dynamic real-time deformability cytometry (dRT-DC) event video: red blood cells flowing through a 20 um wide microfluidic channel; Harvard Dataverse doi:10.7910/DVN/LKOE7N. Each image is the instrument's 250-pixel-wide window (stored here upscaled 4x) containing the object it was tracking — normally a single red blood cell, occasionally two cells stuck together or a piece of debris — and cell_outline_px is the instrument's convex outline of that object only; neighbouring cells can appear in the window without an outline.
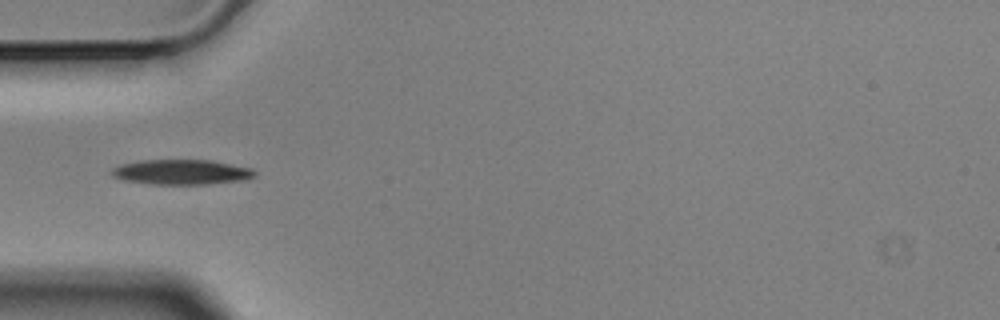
{"species": "Egyptian fruit bat (a non-hibernating species)", "species_latin": "Rousettus aegyptiacus", "temperature_condition": "cold", "stored_images_in_passage": 4, "camera_frame_rate_fps": 3000, "um_per_image_px": 0.085, "animal": {"sex": "male"}, "frame": {"image": 1, "passage_image": 1, "time_ms": 0.0, "image_size_px": [1000, 320], "cell_outline_px": [[256, 176], [248, 180], [208, 184], [152, 184], [124, 180], [112, 176], [108, 172], [112, 168], [120, 164], [144, 160], [212, 160], [252, 168], [256, 172]], "centroid_in_image_um": [15.45, 14.63], "position_along_channel_um": 69.5, "area_um2": 21.1}}
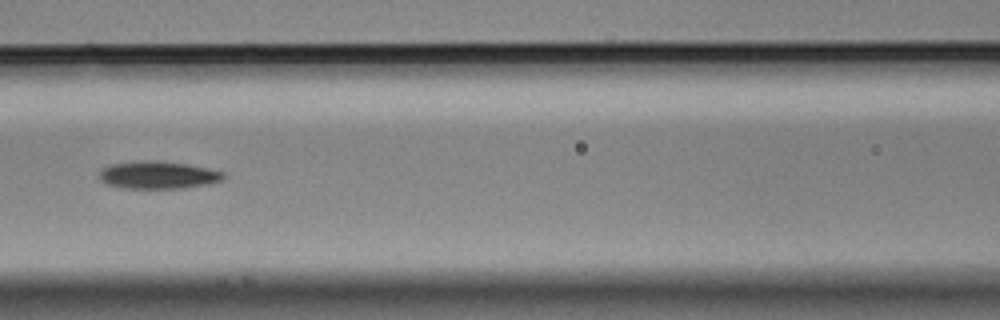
{"frame": {"image": 2, "passage_image": 3, "time_ms": 0.667, "image_size_px": [1000, 320], "cell_outline_px": [[224, 176], [220, 180], [208, 184], [180, 188], [128, 188], [108, 184], [100, 180], [100, 172], [104, 168], [112, 164], [140, 160], [156, 160], [188, 164], [224, 172]], "centroid_in_image_um": [13.43, 14.86], "position_along_channel_um": 153.2, "area_um2": 19.65}}
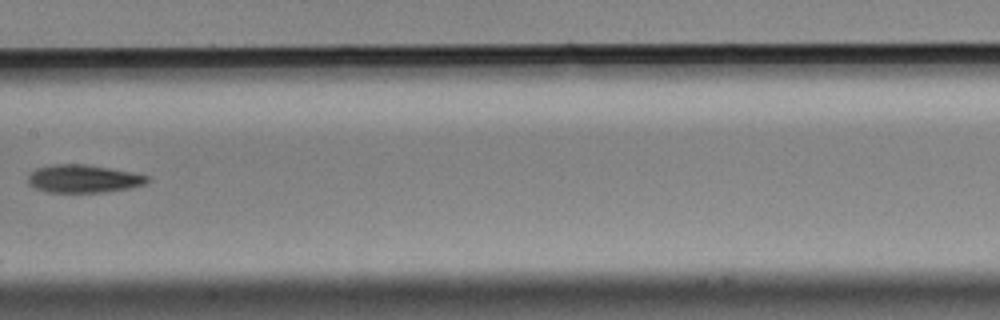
{"frame": {"image": 3, "passage_image": 4, "time_ms": 1.0, "image_size_px": [1000, 320], "cell_outline_px": [[148, 180], [144, 184], [128, 188], [104, 192], [48, 192], [36, 188], [28, 184], [28, 176], [36, 168], [56, 164], [84, 164], [132, 172], [148, 176]], "centroid_in_image_um": [7.06, 15.19], "position_along_channel_um": 200.3, "area_um2": 19.13}}